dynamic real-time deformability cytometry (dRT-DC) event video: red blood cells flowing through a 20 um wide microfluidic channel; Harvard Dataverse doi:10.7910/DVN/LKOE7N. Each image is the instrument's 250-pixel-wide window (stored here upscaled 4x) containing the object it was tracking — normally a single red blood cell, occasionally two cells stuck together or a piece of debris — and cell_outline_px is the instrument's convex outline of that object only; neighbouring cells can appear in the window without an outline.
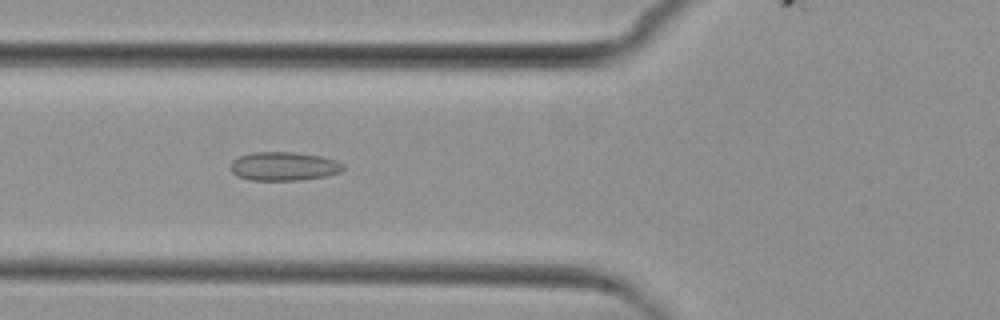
{"species": "common noctule bat (a hibernating species)", "species_latin": "Nyctalus noctula", "temperature_condition": "cold", "stored_images_in_passage": 8, "camera_frame_rate_fps": 3000, "um_per_image_px": 0.085, "animal": {"sex": "female", "body_mass_g": 29.2, "forearm_length_mm": 56.3}, "frame": {"image": 1, "passage_image": 5, "time_ms": 4.667, "image_size_px": [1000, 320], "cell_outline_px": [[344, 168], [340, 172], [324, 176], [300, 180], [248, 180], [236, 176], [232, 172], [232, 160], [240, 156], [252, 152], [292, 152], [320, 156], [336, 160], [344, 164]], "centroid_in_image_um": [24.11, 14.13], "position_along_channel_um": 101.7, "area_um2": 18.79}}
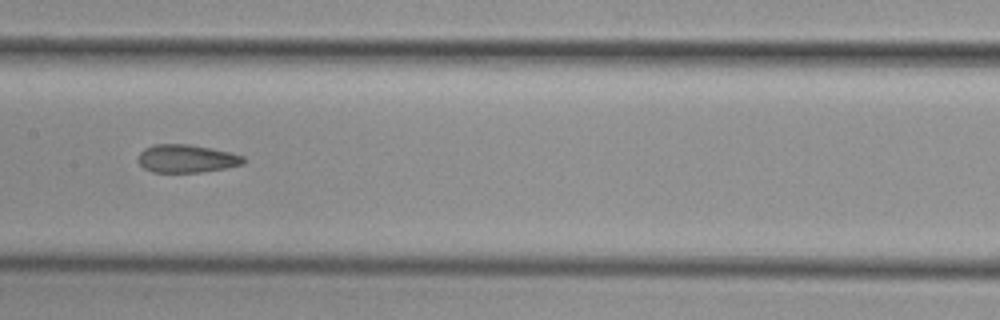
{"frame": {"image": 2, "passage_image": 7, "time_ms": 7.0, "image_size_px": [1000, 320], "cell_outline_px": [[244, 164], [224, 168], [200, 172], [152, 172], [144, 168], [136, 160], [140, 152], [144, 148], [152, 144], [188, 144], [212, 148], [232, 152], [244, 156]], "centroid_in_image_um": [15.84, 13.47], "position_along_channel_um": 191.6, "area_um2": 17.34}}
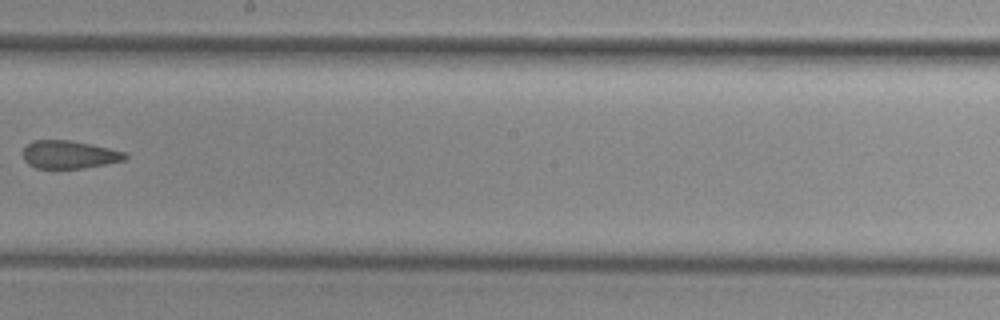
{"frame": {"image": 3, "passage_image": 8, "time_ms": 8.333, "image_size_px": [1000, 320], "cell_outline_px": [[128, 156], [124, 160], [84, 168], [36, 168], [28, 164], [24, 160], [24, 148], [32, 140], [72, 140], [128, 152]], "centroid_in_image_um": [5.9, 13.13], "position_along_channel_um": 242.3, "area_um2": 16.65}}